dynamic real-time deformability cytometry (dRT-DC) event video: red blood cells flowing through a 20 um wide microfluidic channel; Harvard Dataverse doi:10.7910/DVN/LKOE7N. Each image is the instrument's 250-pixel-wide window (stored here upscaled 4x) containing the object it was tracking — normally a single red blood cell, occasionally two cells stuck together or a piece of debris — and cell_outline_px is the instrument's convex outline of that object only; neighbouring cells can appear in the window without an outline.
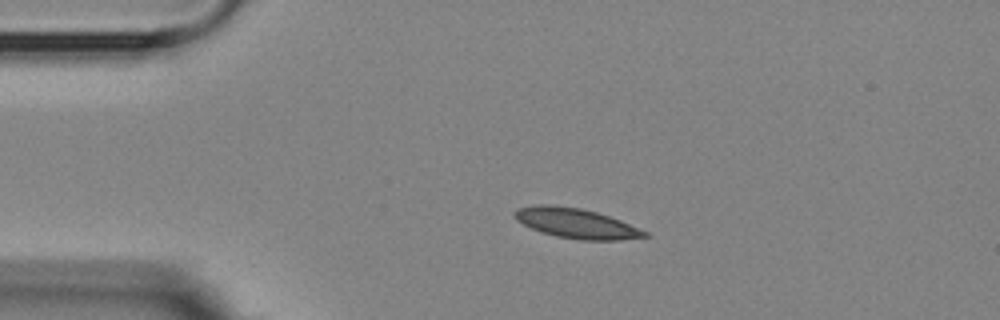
{"species": "Egyptian fruit bat (a non-hibernating species)", "species_latin": "Rousettus aegyptiacus", "temperature_condition": "room temperature", "stored_images_in_passage": 2, "camera_frame_rate_fps": 3000, "um_per_image_px": 0.085, "animal": {"sex": "female"}, "frame": {"image": 1, "passage_image": 1, "time_ms": 0.0, "image_size_px": [1000, 320], "cell_outline_px": [[652, 236], [620, 240], [580, 240], [556, 236], [540, 232], [516, 220], [512, 216], [512, 212], [516, 208], [536, 204], [548, 204], [580, 208], [596, 212], [620, 220], [648, 232]], "centroid_in_image_um": [48.94, 18.98], "position_along_channel_um": 36.1, "area_um2": 22.83}}